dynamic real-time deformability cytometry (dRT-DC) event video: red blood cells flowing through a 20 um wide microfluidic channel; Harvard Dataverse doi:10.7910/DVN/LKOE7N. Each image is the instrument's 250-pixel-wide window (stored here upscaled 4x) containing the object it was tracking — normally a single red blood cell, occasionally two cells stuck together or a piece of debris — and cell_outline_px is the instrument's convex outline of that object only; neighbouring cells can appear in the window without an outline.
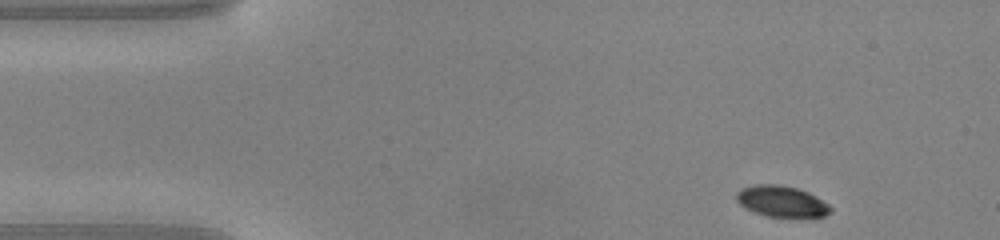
{"species": "common noctule bat (a hibernating species)", "species_latin": "Nyctalus noctula", "temperature_condition": "warm", "stored_images_in_passage": 44, "camera_frame_rate_fps": 3000, "um_per_image_px": 0.085, "animal": {"sex": "male", "body_mass_g": 20.0, "forearm_length_mm": 53.3}, "frame": {"image": 1, "passage_image": 1, "time_ms": 0.0, "image_size_px": [1000, 240], "cell_outline_px": [[832, 212], [824, 216], [768, 216], [756, 212], [740, 204], [736, 200], [736, 192], [740, 188], [756, 184], [776, 184], [796, 188], [808, 192], [816, 196], [828, 204], [832, 208]], "centroid_in_image_um": [66.43, 17.09], "position_along_channel_um": 18.6, "area_um2": 16.76}}
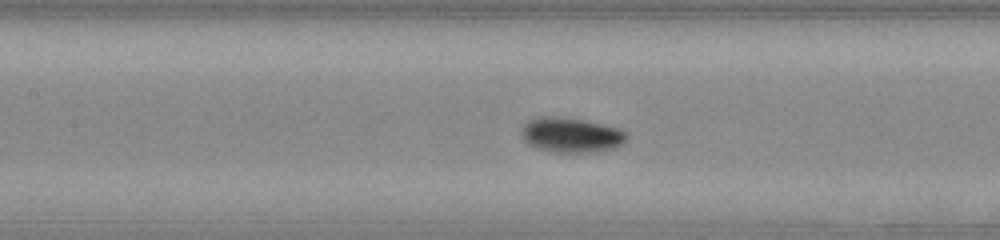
{"frame": {"image": 2, "passage_image": 17, "time_ms": 5.333, "image_size_px": [1000, 240], "cell_outline_px": [[628, 136], [616, 148], [596, 152], [552, 152], [536, 148], [528, 144], [524, 140], [524, 124], [528, 120], [540, 116], [560, 116], [584, 120], [620, 128]], "centroid_in_image_um": [48.56, 11.47], "position_along_channel_um": 158.8, "area_um2": 21.33}}
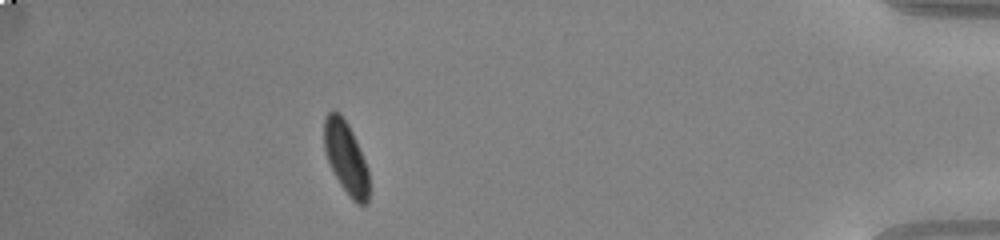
{"frame": {"image": 3, "passage_image": 39, "time_ms": 12.667, "image_size_px": [1000, 240], "cell_outline_px": [[368, 204], [356, 204], [352, 200], [340, 184], [328, 160], [324, 148], [324, 116], [328, 112], [340, 112], [348, 124], [356, 140], [368, 168]], "centroid_in_image_um": [29.4, 13.39], "position_along_channel_um": 405.8, "area_um2": 18.73}, "authors_computed_cell_mechanics": {"area_um2": 19.3052, "velocity_mm_per_s": 4.1421, "shape_relaxation_time_tau1_ms": 1.7314, "shape_relaxation_time_tau2_ms": null, "deformation_change_tau1": 0.144, "deformation_change_tau2": null}}